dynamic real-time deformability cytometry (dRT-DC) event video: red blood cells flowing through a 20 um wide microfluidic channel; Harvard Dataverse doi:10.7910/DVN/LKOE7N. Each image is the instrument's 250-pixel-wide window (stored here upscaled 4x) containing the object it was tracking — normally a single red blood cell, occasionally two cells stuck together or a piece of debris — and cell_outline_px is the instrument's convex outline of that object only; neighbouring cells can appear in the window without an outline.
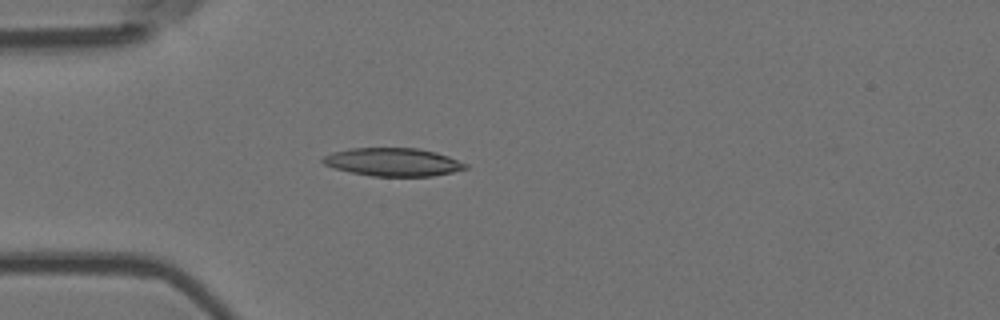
{"species": "Egyptian fruit bat (a non-hibernating species)", "species_latin": "Rousettus aegyptiacus", "temperature_condition": "room temperature", "stored_images_in_passage": 5, "camera_frame_rate_fps": 3000, "um_per_image_px": 0.085, "animal": {"sex": "female"}, "frame": {"image": 1, "passage_image": 5, "time_ms": 1.333, "image_size_px": [1000, 320], "cell_outline_px": [[468, 168], [452, 172], [432, 176], [372, 176], [352, 172], [336, 168], [324, 164], [320, 160], [324, 156], [332, 152], [348, 148], [416, 148], [436, 152], [448, 156], [468, 164]], "centroid_in_image_um": [33.41, 13.77], "position_along_channel_um": 51.6, "area_um2": 23.29}}